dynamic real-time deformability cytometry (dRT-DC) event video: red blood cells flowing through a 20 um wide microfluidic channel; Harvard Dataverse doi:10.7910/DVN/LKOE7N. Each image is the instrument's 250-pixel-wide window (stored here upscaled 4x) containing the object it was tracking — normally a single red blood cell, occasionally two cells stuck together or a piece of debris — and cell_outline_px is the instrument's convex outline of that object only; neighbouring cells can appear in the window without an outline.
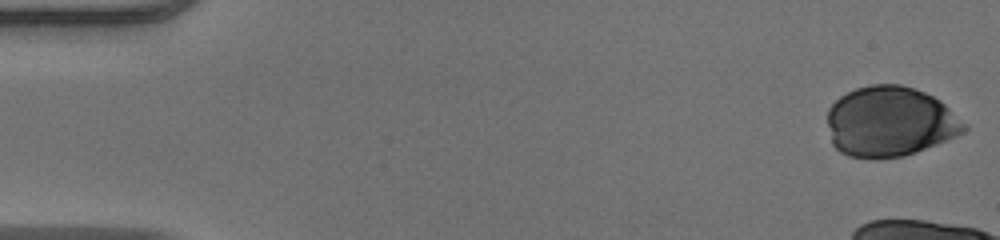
{"species": "human", "species_latin": "Homo sapiens", "temperature_condition": "warm", "stored_images_in_passage": 14, "camera_frame_rate_fps": 3000, "um_per_image_px": 0.085, "donor": {"sex": "male"}, "frame": {"image": 1, "passage_image": 1, "time_ms": 0.0, "image_size_px": [1000, 240], "cell_outline_px": [[968, 128], [964, 132], [956, 136], [916, 152], [904, 156], [876, 160], [872, 160], [848, 156], [840, 152], [832, 144], [828, 124], [828, 108], [840, 96], [856, 88], [872, 84], [900, 84], [924, 92], [940, 100]], "centroid_in_image_um": [75.6, 10.36], "position_along_channel_um": 9.4, "area_um2": 55.95}}